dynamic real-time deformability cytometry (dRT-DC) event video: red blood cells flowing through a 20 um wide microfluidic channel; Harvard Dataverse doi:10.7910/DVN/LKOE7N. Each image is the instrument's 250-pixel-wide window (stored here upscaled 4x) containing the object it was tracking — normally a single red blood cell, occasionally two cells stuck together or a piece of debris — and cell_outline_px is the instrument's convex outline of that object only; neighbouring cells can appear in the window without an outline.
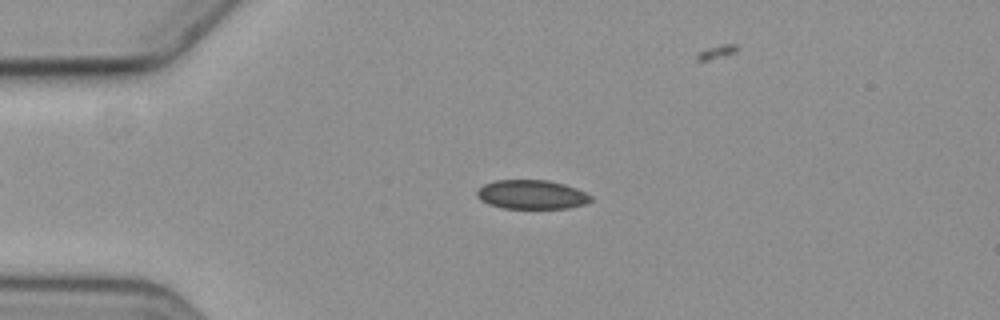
{"species": "common noctule bat (a hibernating species)", "species_latin": "Nyctalus noctula", "temperature_condition": "cold", "stored_images_in_passage": 4, "camera_frame_rate_fps": 3000, "um_per_image_px": 0.085, "animal": {"sex": "female", "body_mass_g": 19.3, "forearm_length_mm": 54.1}, "frame": {"image": 1, "passage_image": 3, "time_ms": 3.333, "image_size_px": [1000, 320], "cell_outline_px": [[592, 200], [584, 204], [568, 208], [504, 208], [488, 204], [480, 200], [476, 196], [476, 192], [484, 184], [496, 180], [548, 180], [564, 184], [576, 188], [592, 196]], "centroid_in_image_um": [45.18, 16.53], "position_along_channel_um": 39.8, "area_um2": 19.25}}